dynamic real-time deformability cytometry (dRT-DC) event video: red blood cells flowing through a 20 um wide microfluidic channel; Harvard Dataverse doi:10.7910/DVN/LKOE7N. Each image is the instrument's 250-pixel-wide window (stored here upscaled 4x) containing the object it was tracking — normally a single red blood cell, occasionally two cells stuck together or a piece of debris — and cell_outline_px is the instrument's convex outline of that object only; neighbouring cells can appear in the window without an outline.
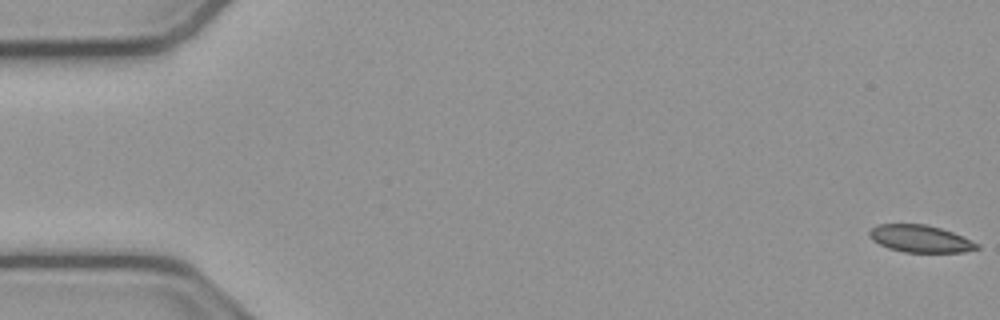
{"species": "common noctule bat (a hibernating species)", "species_latin": "Nyctalus noctula", "temperature_condition": "cold", "stored_images_in_passage": 55, "camera_frame_rate_fps": 3000, "um_per_image_px": 0.085, "animal": {"sex": "male", "body_mass_g": 23.1, "forearm_length_mm": 52.7}, "frame": {"image": 1, "passage_image": 1, "time_ms": 0.0, "image_size_px": [1000, 320], "cell_outline_px": [[980, 248], [964, 252], [904, 252], [888, 248], [872, 240], [868, 236], [868, 232], [876, 224], [924, 224], [940, 228], [952, 232], [980, 244]], "centroid_in_image_um": [78.2, 20.29], "position_along_channel_um": 6.8, "area_um2": 17.05}}
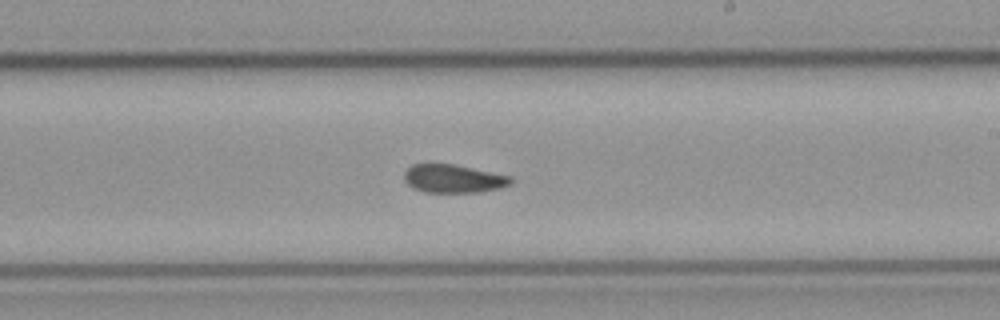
{"frame": {"image": 2, "passage_image": 32, "time_ms": 10.333, "image_size_px": [1000, 320], "cell_outline_px": [[512, 184], [500, 188], [480, 192], [424, 192], [412, 188], [404, 180], [404, 172], [412, 164], [452, 164], [512, 176]], "centroid_in_image_um": [38.54, 15.19], "position_along_channel_um": 250.5, "area_um2": 17.57}}
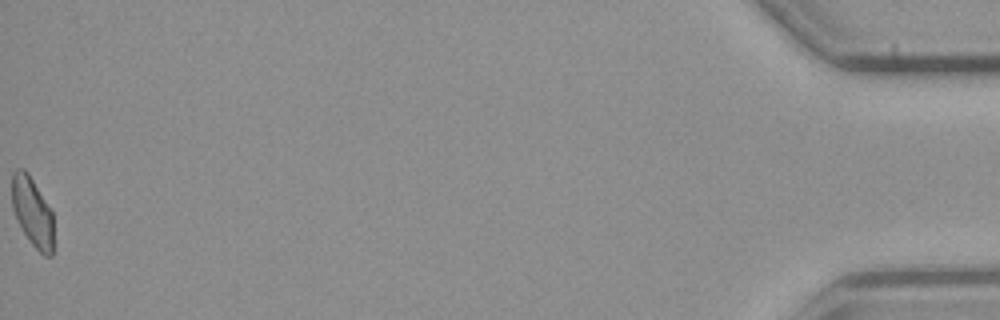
{"frame": {"image": 3, "passage_image": 55, "time_ms": 18.0, "image_size_px": [1000, 320], "cell_outline_px": [[52, 256], [44, 256], [32, 244], [24, 232], [12, 208], [12, 172], [16, 168], [24, 168], [28, 172], [52, 212]], "centroid_in_image_um": [2.73, 17.97], "position_along_channel_um": 432.5, "area_um2": 16.47}, "authors_computed_cell_mechanics": {"area_um2": 18.0914, "velocity_mm_per_s": 3.7919, "shape_relaxation_time_tau1_ms": null, "shape_relaxation_time_tau2_ms": 3.2468, "deformation_change_tau1": null, "deformation_change_tau2": 0.0856}}